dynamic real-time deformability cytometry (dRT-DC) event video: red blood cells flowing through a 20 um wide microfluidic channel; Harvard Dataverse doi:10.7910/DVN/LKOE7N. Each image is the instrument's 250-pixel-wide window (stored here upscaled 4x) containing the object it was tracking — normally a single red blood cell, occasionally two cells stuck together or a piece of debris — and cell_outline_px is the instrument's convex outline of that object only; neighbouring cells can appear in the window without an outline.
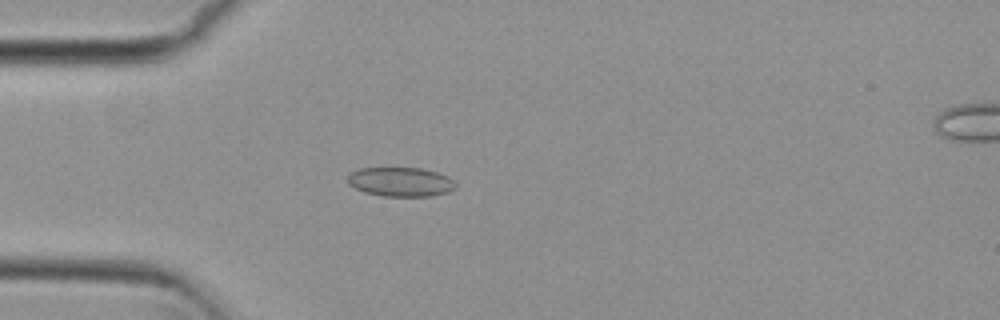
{"species": "common noctule bat (a hibernating species)", "species_latin": "Nyctalus noctula", "temperature_condition": "cold", "stored_images_in_passage": 35, "camera_frame_rate_fps": 3000, "um_per_image_px": 0.085, "animal": {"sex": "female", "body_mass_g": 29.2, "forearm_length_mm": 56.3}, "frame": {"image": 1, "passage_image": 15, "time_ms": 4.667, "image_size_px": [1000, 320], "cell_outline_px": [[456, 188], [448, 192], [432, 196], [380, 196], [364, 192], [348, 184], [348, 172], [356, 168], [420, 168], [436, 172], [448, 176], [456, 184]], "centroid_in_image_um": [34.02, 15.46], "position_along_channel_um": 51.0, "area_um2": 18.55}}
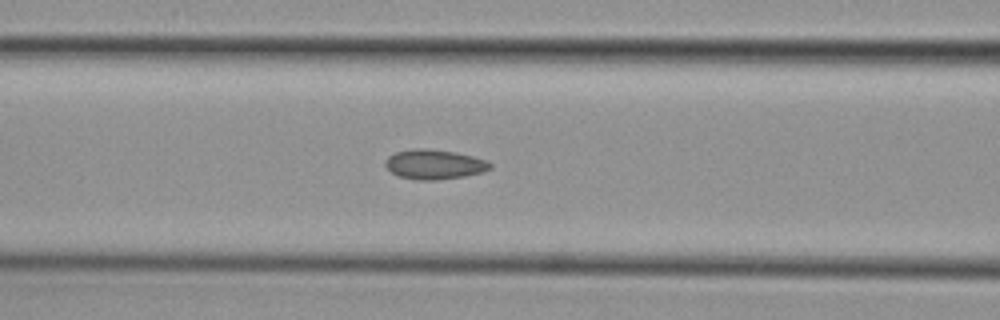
{"frame": {"image": 2, "passage_image": 22, "time_ms": 7.0, "image_size_px": [1000, 320], "cell_outline_px": [[492, 168], [484, 172], [464, 176], [436, 180], [416, 180], [400, 176], [392, 172], [384, 164], [384, 160], [388, 156], [396, 152], [412, 148], [424, 148], [456, 152], [488, 160], [492, 164]], "centroid_in_image_um": [36.94, 13.96], "position_along_channel_um": 129.7, "area_um2": 18.26}}
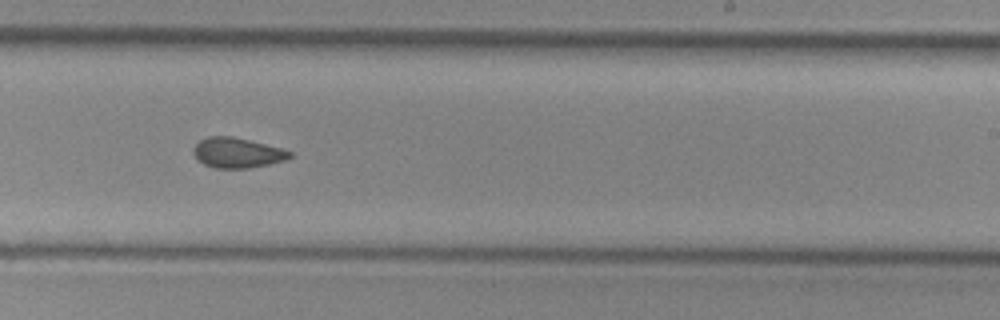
{"frame": {"image": 3, "passage_image": 33, "time_ms": 10.667, "image_size_px": [1000, 320], "cell_outline_px": [[292, 156], [288, 160], [248, 168], [212, 168], [196, 160], [192, 152], [192, 148], [200, 140], [208, 136], [232, 136], [280, 148], [292, 152]], "centroid_in_image_um": [20.12, 12.99], "position_along_channel_um": 268.9, "area_um2": 16.99}}